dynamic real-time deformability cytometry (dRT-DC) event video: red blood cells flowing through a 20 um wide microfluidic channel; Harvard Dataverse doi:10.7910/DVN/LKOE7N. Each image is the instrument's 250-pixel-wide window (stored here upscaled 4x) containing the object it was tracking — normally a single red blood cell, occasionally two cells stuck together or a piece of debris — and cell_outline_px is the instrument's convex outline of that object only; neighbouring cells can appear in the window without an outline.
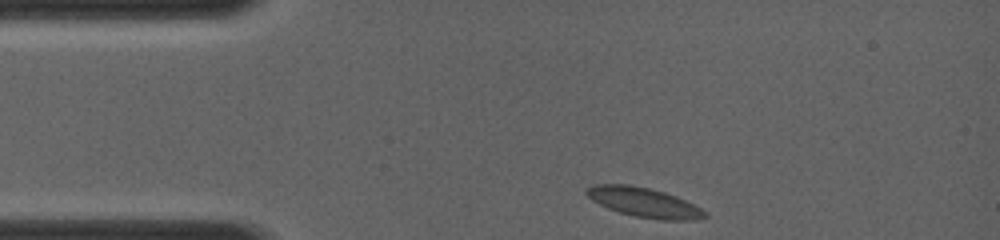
{"species": "common noctule bat (a hibernating species)", "species_latin": "Nyctalus noctula", "temperature_condition": "room temperature", "stored_images_in_passage": 30, "camera_frame_rate_fps": 4000, "um_per_image_px": 0.085, "animal": {"sex": "female", "body_mass_g": 19.0, "forearm_length_mm": 56.7}, "frame": {"image": 1, "passage_image": 1, "time_ms": 0.0, "image_size_px": [1000, 240], "cell_outline_px": [[708, 216], [696, 220], [660, 220], [636, 216], [620, 212], [608, 208], [592, 200], [584, 192], [592, 184], [632, 184], [664, 192], [676, 196], [708, 212]], "centroid_in_image_um": [54.75, 17.2], "position_along_channel_um": 30.2, "area_um2": 20.29}}
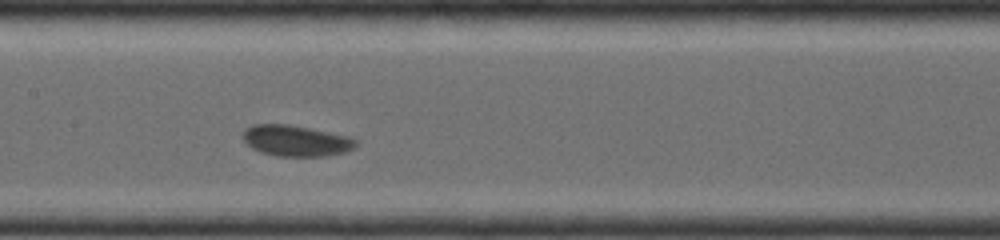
{"frame": {"image": 2, "passage_image": 13, "time_ms": 4.25, "image_size_px": [1000, 240], "cell_outline_px": [[360, 144], [344, 152], [324, 156], [276, 156], [260, 152], [252, 148], [240, 136], [244, 128], [252, 124], [288, 124], [348, 136], [356, 140]], "centroid_in_image_um": [25.1, 11.95], "position_along_channel_um": 182.3, "area_um2": 20.46}}
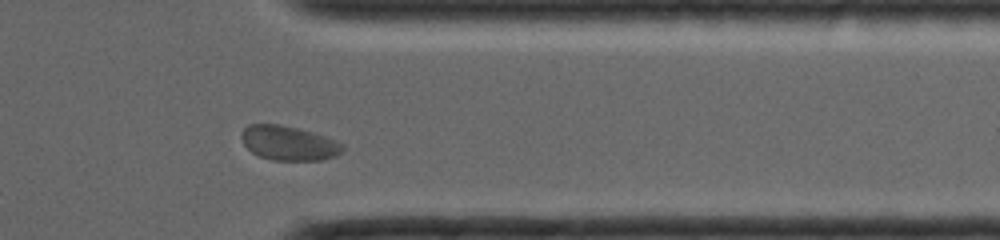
{"frame": {"image": 3, "passage_image": 26, "time_ms": 8.75, "image_size_px": [1000, 240], "cell_outline_px": [[344, 148], [336, 156], [320, 160], [272, 160], [260, 156], [252, 152], [244, 144], [240, 136], [244, 128], [248, 124], [280, 124], [312, 132], [336, 140], [344, 144]], "centroid_in_image_um": [24.53, 12.16], "position_along_channel_um": 386.9, "area_um2": 20.23}}